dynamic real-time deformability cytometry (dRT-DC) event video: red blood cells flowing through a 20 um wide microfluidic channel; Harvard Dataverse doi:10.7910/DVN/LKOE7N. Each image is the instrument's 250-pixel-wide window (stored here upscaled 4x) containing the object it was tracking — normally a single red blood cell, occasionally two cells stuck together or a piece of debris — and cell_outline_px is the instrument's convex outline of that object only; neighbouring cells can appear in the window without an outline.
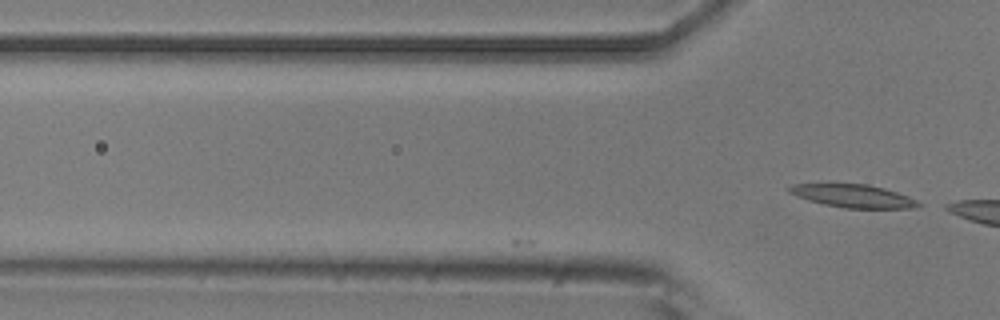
{"species": "common noctule bat (a hibernating species)", "species_latin": "Nyctalus noctula", "temperature_condition": "room temperature", "stored_images_in_passage": 9, "camera_frame_rate_fps": 3000, "um_per_image_px": 0.085, "animal": {"sex": "male", "body_mass_g": 20.5, "forearm_length_mm": 52.5}, "frame": {"image": 1, "passage_image": 9, "time_ms": 2.667, "image_size_px": [1000, 320], "cell_outline_px": [[924, 204], [916, 208], [844, 208], [824, 204], [808, 200], [796, 196], [788, 192], [784, 188], [792, 184], [868, 184], [884, 188], [908, 196]], "centroid_in_image_um": [72.5, 16.66], "position_along_channel_um": 53.3, "area_um2": 17.4}}